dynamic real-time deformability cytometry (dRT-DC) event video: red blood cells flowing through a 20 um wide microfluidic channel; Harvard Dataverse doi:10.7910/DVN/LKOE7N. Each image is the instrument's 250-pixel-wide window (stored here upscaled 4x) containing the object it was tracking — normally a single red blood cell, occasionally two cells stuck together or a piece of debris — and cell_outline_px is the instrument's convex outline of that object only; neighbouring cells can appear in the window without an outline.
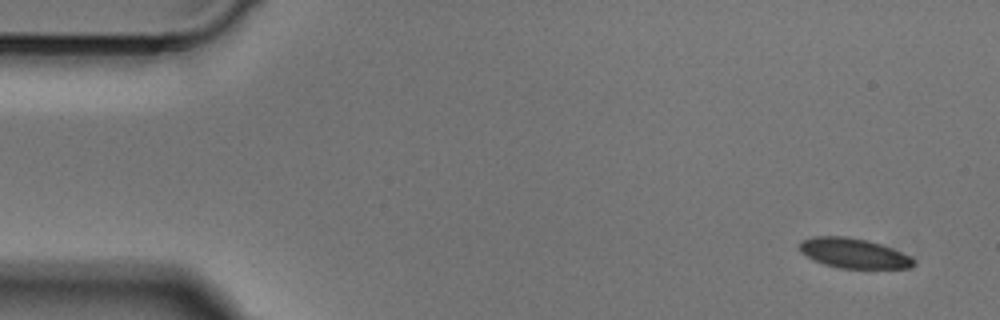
{"species": "Egyptian fruit bat (a non-hibernating species)", "species_latin": "Rousettus aegyptiacus", "temperature_condition": "cold", "stored_images_in_passage": 48, "camera_frame_rate_fps": 3000, "um_per_image_px": 0.085, "animal": {"sex": "male"}, "frame": {"image": 1, "passage_image": 1, "time_ms": 0.0, "image_size_px": [1000, 320], "cell_outline_px": [[916, 264], [908, 268], [840, 268], [824, 264], [812, 260], [800, 252], [800, 240], [812, 236], [844, 236], [868, 240], [892, 248], [916, 260]], "centroid_in_image_um": [72.52, 21.52], "position_along_channel_um": 12.5, "area_um2": 19.88}}
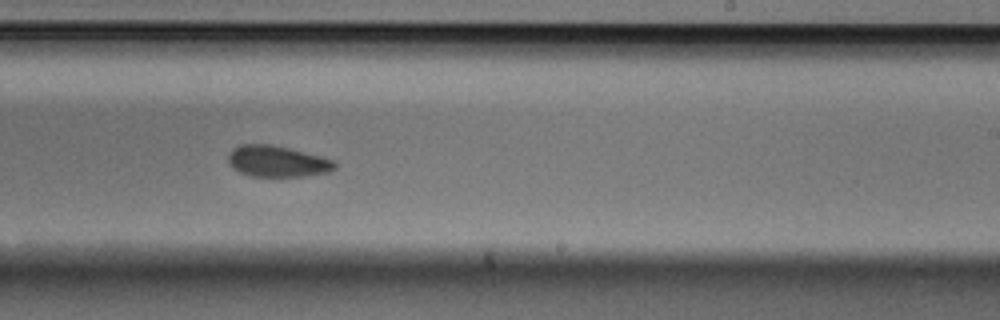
{"frame": {"image": 2, "passage_image": 28, "time_ms": 9.0, "image_size_px": [1000, 320], "cell_outline_px": [[336, 168], [328, 172], [304, 176], [252, 176], [240, 172], [232, 168], [228, 160], [228, 152], [232, 148], [240, 144], [272, 144], [336, 160]], "centroid_in_image_um": [23.55, 13.7], "position_along_channel_um": 265.5, "area_um2": 19.42}}
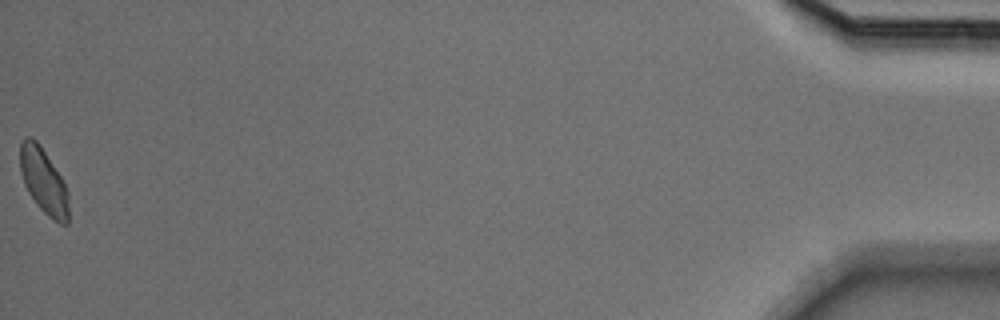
{"frame": {"image": 3, "passage_image": 48, "time_ms": 15.667, "image_size_px": [1000, 320], "cell_outline_px": [[68, 224], [60, 224], [48, 216], [36, 204], [28, 192], [24, 184], [20, 172], [20, 144], [24, 136], [32, 136], [40, 144], [60, 176], [68, 192]], "centroid_in_image_um": [3.68, 15.37], "position_along_channel_um": 431.5, "area_um2": 18.5}}